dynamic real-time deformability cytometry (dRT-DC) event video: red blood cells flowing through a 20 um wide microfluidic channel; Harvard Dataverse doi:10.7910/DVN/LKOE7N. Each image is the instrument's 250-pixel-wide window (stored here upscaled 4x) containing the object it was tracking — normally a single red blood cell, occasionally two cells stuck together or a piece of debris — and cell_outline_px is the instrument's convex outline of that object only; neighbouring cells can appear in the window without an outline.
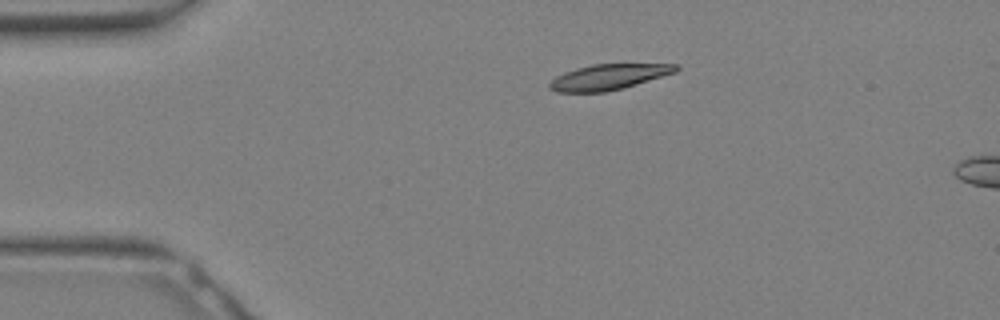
{"species": "Egyptian fruit bat (a non-hibernating species)", "species_latin": "Rousettus aegyptiacus", "temperature_condition": "warm", "stored_images_in_passage": 4, "camera_frame_rate_fps": 3000, "um_per_image_px": 0.085, "animal": {"sex": "female"}, "frame": {"image": 1, "passage_image": 1, "time_ms": 0.0, "image_size_px": [1000, 320], "cell_outline_px": [[680, 68], [676, 72], [624, 88], [604, 92], [556, 92], [548, 88], [548, 84], [556, 76], [564, 72], [576, 68], [592, 64], [680, 64]], "centroid_in_image_um": [51.73, 6.54], "position_along_channel_um": 33.3, "area_um2": 18.9}}